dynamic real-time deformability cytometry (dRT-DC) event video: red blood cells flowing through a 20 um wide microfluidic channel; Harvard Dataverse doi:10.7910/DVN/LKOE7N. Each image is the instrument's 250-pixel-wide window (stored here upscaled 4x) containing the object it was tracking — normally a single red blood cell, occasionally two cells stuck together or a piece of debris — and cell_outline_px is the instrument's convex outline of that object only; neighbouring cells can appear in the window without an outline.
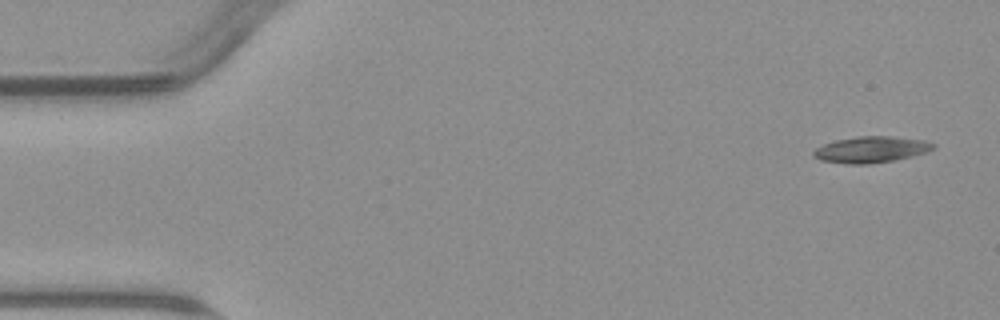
{"species": "common noctule bat (a hibernating species)", "species_latin": "Nyctalus noctula", "temperature_condition": "warm", "stored_images_in_passage": 5, "camera_frame_rate_fps": 3000, "um_per_image_px": 0.085, "animal": {"sex": "male", "body_mass_g": 23.1, "forearm_length_mm": 52.7}, "frame": {"image": 1, "passage_image": 1, "time_ms": 0.0, "image_size_px": [1000, 320], "cell_outline_px": [[936, 148], [928, 152], [912, 156], [892, 160], [868, 164], [848, 164], [820, 160], [812, 156], [812, 152], [816, 148], [824, 144], [836, 140], [860, 136], [892, 136], [924, 140], [936, 144]], "centroid_in_image_um": [74.06, 12.71], "position_along_channel_um": 10.9, "area_um2": 18.32}}
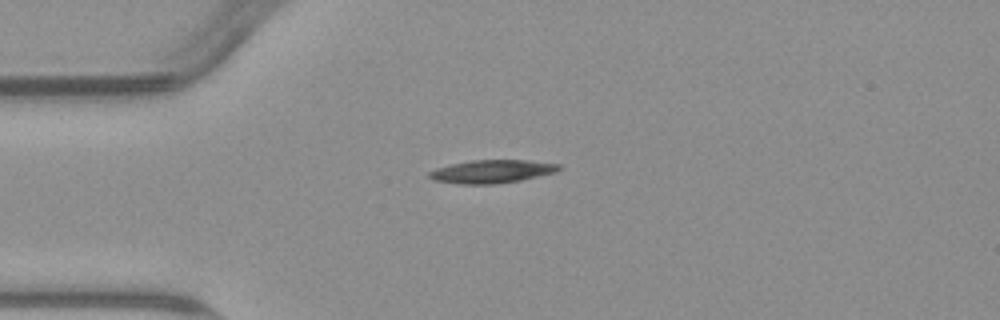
{"frame": {"image": 2, "passage_image": 4, "time_ms": 3.667, "image_size_px": [1000, 320], "cell_outline_px": [[564, 168], [556, 172], [520, 180], [496, 184], [460, 184], [432, 180], [428, 176], [428, 172], [436, 168], [452, 164], [472, 160], [528, 160], [560, 164]], "centroid_in_image_um": [41.83, 14.57], "position_along_channel_um": 43.2, "area_um2": 17.57}}